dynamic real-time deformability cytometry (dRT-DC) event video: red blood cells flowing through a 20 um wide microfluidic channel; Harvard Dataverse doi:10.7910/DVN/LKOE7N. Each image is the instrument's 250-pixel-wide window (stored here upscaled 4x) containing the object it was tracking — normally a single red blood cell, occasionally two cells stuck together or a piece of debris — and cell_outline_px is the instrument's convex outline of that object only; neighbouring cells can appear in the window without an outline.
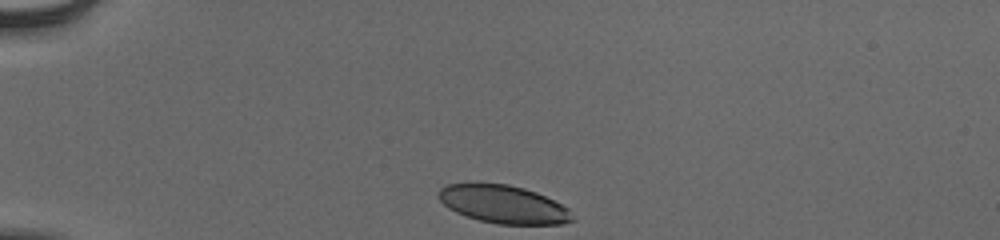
{"species": "human", "species_latin": "Homo sapiens", "temperature_condition": "cold", "stored_images_in_passage": 34, "camera_frame_rate_fps": 3000, "um_per_image_px": 0.085, "donor": {"sex": "male"}, "frame": {"image": 1, "passage_image": 1, "time_ms": 0.0, "image_size_px": [1000, 240], "cell_outline_px": [[576, 220], [564, 224], [496, 224], [480, 220], [456, 212], [448, 208], [436, 196], [436, 192], [440, 188], [448, 184], [468, 180], [508, 184], [524, 188], [536, 192], [568, 208]], "centroid_in_image_um": [42.72, 17.32], "position_along_channel_um": 42.3, "area_um2": 30.35}}
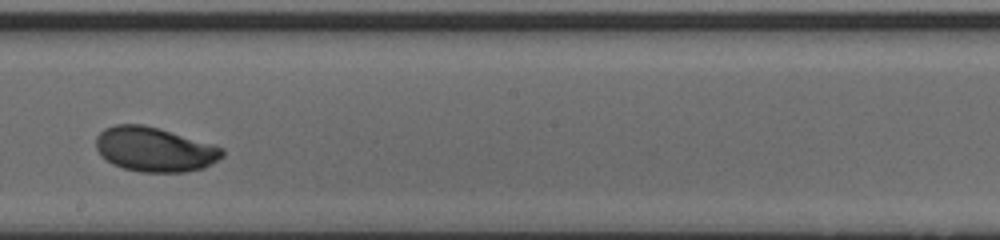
{"frame": {"image": 2, "passage_image": 20, "time_ms": 6.333, "image_size_px": [1000, 240], "cell_outline_px": [[224, 156], [204, 168], [188, 172], [140, 172], [124, 168], [112, 164], [100, 156], [96, 148], [96, 136], [104, 128], [116, 124], [144, 124], [160, 128], [216, 144], [224, 148]], "centroid_in_image_um": [13.16, 12.69], "position_along_channel_um": 235.0, "area_um2": 33.35}}
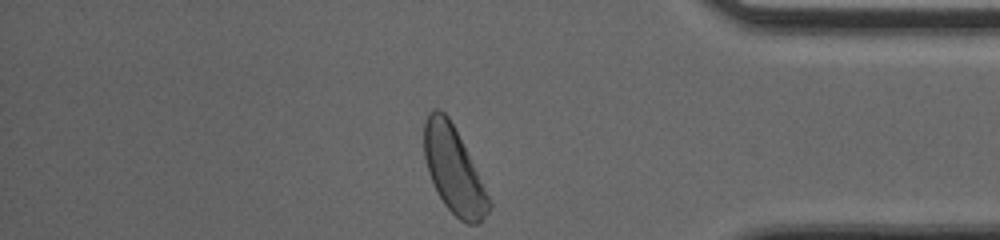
{"frame": {"image": 3, "passage_image": 34, "time_ms": 11.0, "image_size_px": [1000, 240], "cell_outline_px": [[492, 208], [476, 224], [468, 224], [460, 220], [444, 204], [428, 172], [424, 156], [424, 124], [428, 112], [432, 108], [440, 108], [448, 116], [492, 200]], "centroid_in_image_um": [38.56, 14.44], "position_along_channel_um": 396.6, "area_um2": 32.19}, "authors_computed_cell_mechanics": {"area_um2": 32.3391, "velocity_mm_per_s": 3.8446, "shape_relaxation_time_tau1_ms": 4.2866, "shape_relaxation_time_tau2_ms": null, "deformation_change_tau1": 0.1853, "deformation_change_tau2": null}}